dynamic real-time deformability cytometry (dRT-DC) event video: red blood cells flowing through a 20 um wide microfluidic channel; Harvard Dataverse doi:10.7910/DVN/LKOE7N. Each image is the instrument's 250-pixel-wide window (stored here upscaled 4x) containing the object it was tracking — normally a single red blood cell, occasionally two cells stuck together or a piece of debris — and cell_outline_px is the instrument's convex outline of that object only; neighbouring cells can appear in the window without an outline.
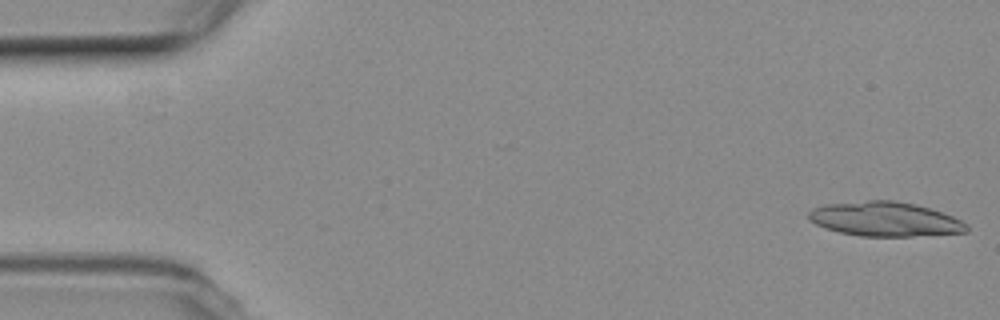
{"species": "common noctule bat (a hibernating species)", "species_latin": "Nyctalus noctula", "temperature_condition": "room temperature", "stored_images_in_passage": 18, "camera_frame_rate_fps": 3000, "um_per_image_px": 0.085, "animal": {"sex": "female", "body_mass_g": 19.3, "forearm_length_mm": 54.1}, "frame": {"image": 1, "passage_image": 1, "time_ms": 0.0, "image_size_px": [1000, 320], "cell_outline_px": [[968, 232], [912, 236], [860, 236], [840, 232], [824, 228], [808, 220], [808, 212], [812, 208], [824, 204], [868, 200], [896, 200], [916, 204], [952, 216], [968, 224]], "centroid_in_image_um": [75.19, 18.62], "position_along_channel_um": 9.8, "area_um2": 31.79}}